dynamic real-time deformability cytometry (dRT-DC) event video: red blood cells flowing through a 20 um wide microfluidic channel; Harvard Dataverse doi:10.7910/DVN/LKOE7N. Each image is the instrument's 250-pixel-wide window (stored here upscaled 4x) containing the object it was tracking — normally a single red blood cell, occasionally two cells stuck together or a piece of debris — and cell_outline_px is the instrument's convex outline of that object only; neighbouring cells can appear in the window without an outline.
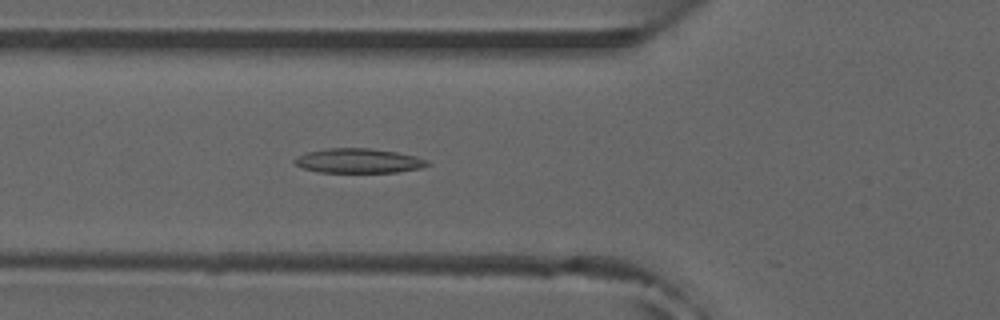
{"species": "common noctule bat (a hibernating species)", "species_latin": "Nyctalus noctula", "temperature_condition": "room temperature", "stored_images_in_passage": 24, "camera_frame_rate_fps": 3000, "um_per_image_px": 0.085, "animal": {"sex": "male", "forearm_length_mm": 52.5}, "frame": {"image": 1, "passage_image": 17, "time_ms": 5.333, "image_size_px": [1000, 320], "cell_outline_px": [[432, 164], [420, 168], [396, 172], [320, 172], [304, 168], [296, 164], [292, 160], [308, 152], [324, 148], [368, 148], [396, 152], [416, 156], [428, 160]], "centroid_in_image_um": [30.51, 13.66], "position_along_channel_um": 95.3, "area_um2": 18.84}}
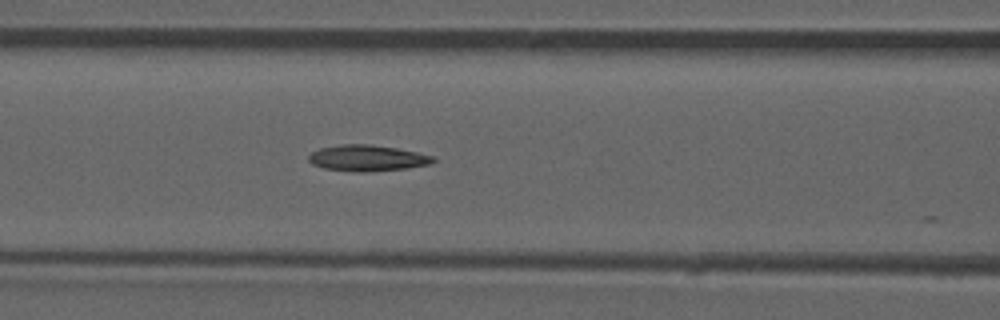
{"frame": {"image": 2, "passage_image": 20, "time_ms": 6.333, "image_size_px": [1000, 320], "cell_outline_px": [[436, 160], [432, 164], [408, 168], [368, 172], [356, 172], [324, 168], [312, 164], [308, 160], [308, 156], [312, 152], [320, 148], [340, 144], [372, 144], [396, 148], [416, 152], [432, 156]], "centroid_in_image_um": [31.22, 13.44], "position_along_channel_um": 135.4, "area_um2": 19.02}}